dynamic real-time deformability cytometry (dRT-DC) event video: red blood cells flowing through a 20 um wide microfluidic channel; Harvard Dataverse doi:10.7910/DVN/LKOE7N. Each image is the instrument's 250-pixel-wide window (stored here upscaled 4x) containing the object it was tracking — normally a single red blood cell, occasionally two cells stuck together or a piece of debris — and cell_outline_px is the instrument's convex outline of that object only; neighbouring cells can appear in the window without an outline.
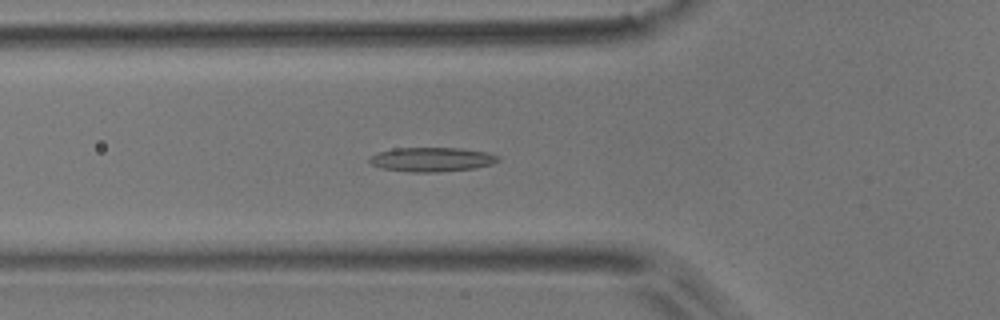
{"species": "common noctule bat (a hibernating species)", "species_latin": "Nyctalus noctula", "temperature_condition": "room temperature", "stored_images_in_passage": 42, "camera_frame_rate_fps": 3000, "um_per_image_px": 0.085, "animal": {"sex": "male", "body_mass_g": 17.9}, "frame": {"image": 1, "passage_image": 7, "time_ms": 2.0, "image_size_px": [1000, 320], "cell_outline_px": [[500, 160], [492, 164], [476, 168], [440, 172], [408, 172], [380, 168], [372, 164], [368, 160], [368, 156], [380, 152], [396, 148], [464, 148], [488, 152], [500, 156]], "centroid_in_image_um": [36.73, 13.56], "position_along_channel_um": 89.1, "area_um2": 18.44}}
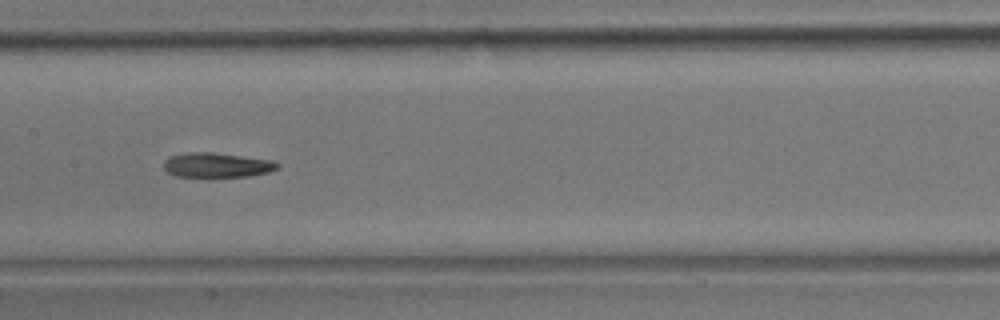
{"frame": {"image": 2, "passage_image": 15, "time_ms": 4.667, "image_size_px": [1000, 320], "cell_outline_px": [[280, 168], [268, 172], [248, 176], [208, 180], [176, 176], [168, 172], [164, 168], [164, 160], [172, 156], [188, 152], [212, 152], [268, 160], [280, 164]], "centroid_in_image_um": [18.39, 14.09], "position_along_channel_um": 189.0, "area_um2": 16.99}}
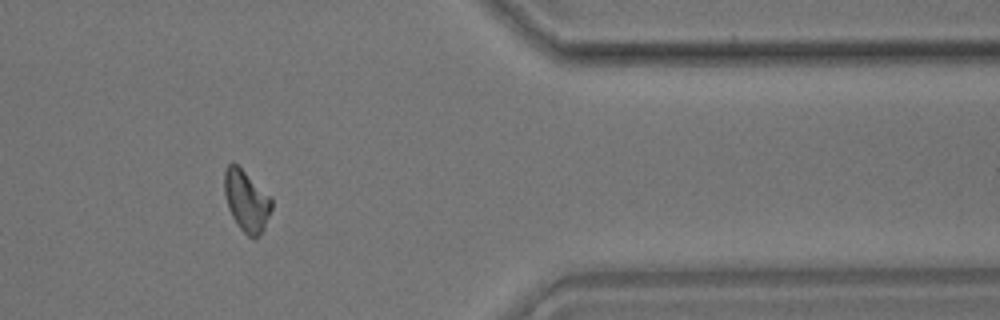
{"frame": {"image": 3, "passage_image": 33, "time_ms": 10.667, "image_size_px": [1000, 320], "cell_outline_px": [[272, 208], [264, 228], [260, 236], [248, 236], [236, 224], [228, 208], [224, 192], [224, 168], [232, 160], [272, 196]], "centroid_in_image_um": [20.94, 17.03], "position_along_channel_um": 390.5, "area_um2": 17.05}, "authors_computed_cell_mechanics": {"area_um2": 16.8776, "velocity_mm_per_s": 3.7187, "shape_relaxation_time_tau1_ms": null, "shape_relaxation_time_tau2_ms": 6.059, "deformation_change_tau1": null, "deformation_change_tau2": 0.1389}}